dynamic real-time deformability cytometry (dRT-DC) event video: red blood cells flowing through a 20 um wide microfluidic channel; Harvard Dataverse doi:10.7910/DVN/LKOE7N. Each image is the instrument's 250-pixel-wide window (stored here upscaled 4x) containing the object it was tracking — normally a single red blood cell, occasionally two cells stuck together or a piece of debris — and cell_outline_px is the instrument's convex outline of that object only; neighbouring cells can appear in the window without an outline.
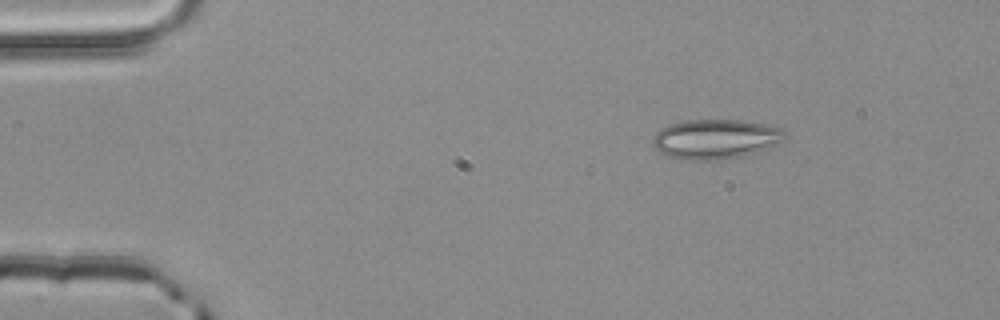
{"species": "common noctule bat (a hibernating species)", "species_latin": "Nyctalus noctula", "temperature_condition": "room temperature", "stored_images_in_passage": 3, "camera_frame_rate_fps": 3000, "um_per_image_px": 0.085, "animal": {"sex": "male", "body_mass_g": 20.4}, "frame": {"image": 1, "passage_image": 1, "time_ms": 0.0, "image_size_px": [1000, 320], "cell_outline_px": [[788, 140], [756, 152], [740, 156], [716, 160], [684, 160], [668, 156], [660, 152], [652, 144], [652, 136], [660, 128], [668, 124], [684, 120], [740, 120], [764, 124], [784, 128], [788, 136]], "centroid_in_image_um": [60.83, 11.81], "position_along_channel_um": 24.2, "area_um2": 30.92}}